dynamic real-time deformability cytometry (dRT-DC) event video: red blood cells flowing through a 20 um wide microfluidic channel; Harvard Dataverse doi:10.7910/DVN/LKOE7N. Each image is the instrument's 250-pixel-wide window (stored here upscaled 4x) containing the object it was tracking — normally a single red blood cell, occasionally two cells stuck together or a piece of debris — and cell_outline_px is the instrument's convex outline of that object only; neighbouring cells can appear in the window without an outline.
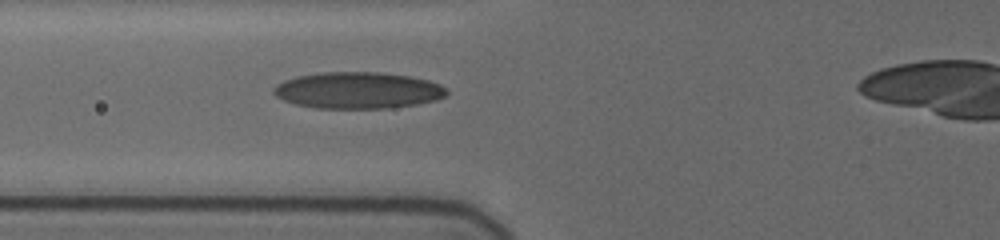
{"species": "human", "species_latin": "Homo sapiens", "temperature_condition": "cold", "stored_images_in_passage": 2, "camera_frame_rate_fps": 3000, "um_per_image_px": 0.085, "donor": {"sex": "female"}, "frame": {"image": 1, "passage_image": 2, "time_ms": 1.0, "image_size_px": [1000, 240], "cell_outline_px": [[448, 92], [444, 96], [436, 100], [416, 104], [384, 108], [316, 108], [296, 104], [284, 100], [276, 96], [272, 92], [272, 88], [276, 84], [284, 80], [296, 76], [320, 72], [380, 72], [408, 76], [428, 80], [440, 84], [448, 88]], "centroid_in_image_um": [30.4, 7.67], "position_along_channel_um": 95.4, "area_um2": 36.88}}